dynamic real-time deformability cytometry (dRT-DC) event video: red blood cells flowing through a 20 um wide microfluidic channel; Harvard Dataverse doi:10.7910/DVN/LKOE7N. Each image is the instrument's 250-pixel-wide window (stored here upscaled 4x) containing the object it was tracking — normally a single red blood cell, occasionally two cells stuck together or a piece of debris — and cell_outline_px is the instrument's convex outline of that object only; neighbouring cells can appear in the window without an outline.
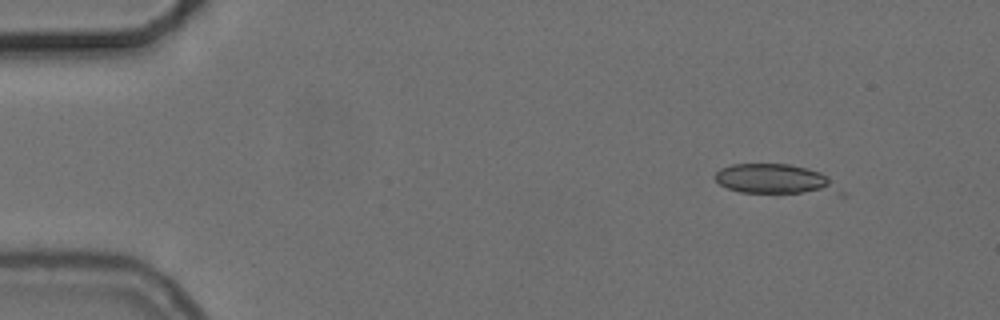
{"species": "common noctule bat (a hibernating species)", "species_latin": "Nyctalus noctula", "temperature_condition": "cold", "stored_images_in_passage": 4, "camera_frame_rate_fps": 3000, "um_per_image_px": 0.085, "animal": {"sex": "female", "body_mass_g": 24.6, "forearm_length_mm": 56.2}, "frame": {"image": 1, "passage_image": 1, "time_ms": 0.0, "image_size_px": [1000, 320], "cell_outline_px": [[848, 196], [840, 196], [740, 192], [728, 188], [720, 184], [712, 176], [720, 168], [732, 164], [788, 164], [808, 168], [820, 172], [828, 176]], "centroid_in_image_um": [66.03, 15.29], "position_along_channel_um": 19.0, "area_um2": 22.77}}
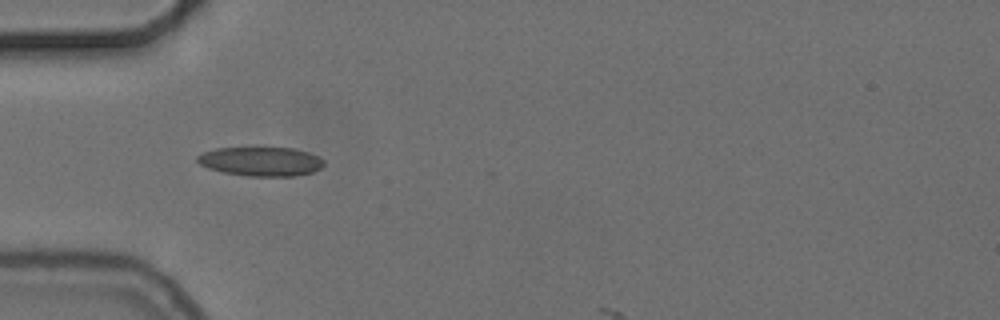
{"frame": {"image": 2, "passage_image": 4, "time_ms": 3.667, "image_size_px": [1000, 320], "cell_outline_px": [[324, 164], [320, 168], [312, 172], [292, 176], [248, 176], [224, 172], [208, 168], [200, 164], [196, 160], [196, 156], [204, 152], [216, 148], [292, 148], [308, 152], [320, 156], [324, 160]], "centroid_in_image_um": [22.19, 13.72], "position_along_channel_um": 62.8, "area_um2": 21.39}}